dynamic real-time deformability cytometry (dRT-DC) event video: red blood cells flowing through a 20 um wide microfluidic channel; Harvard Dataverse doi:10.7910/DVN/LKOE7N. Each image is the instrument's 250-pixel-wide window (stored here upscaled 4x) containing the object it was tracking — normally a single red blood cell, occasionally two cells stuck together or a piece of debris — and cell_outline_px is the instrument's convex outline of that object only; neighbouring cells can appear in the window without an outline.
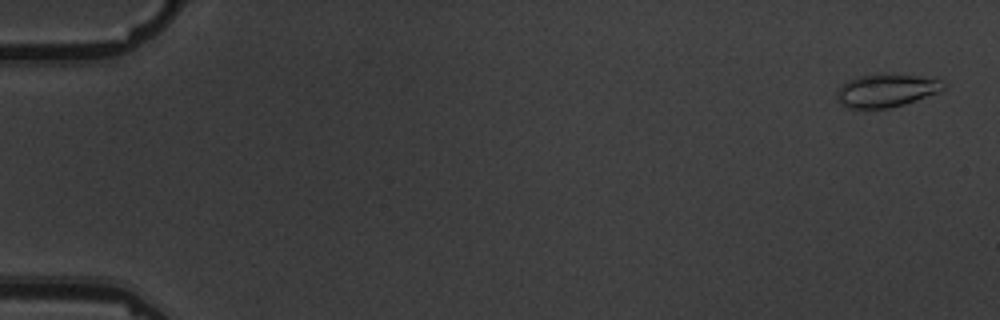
{"species": "common noctule bat (a hibernating species)", "species_latin": "Nyctalus noctula", "temperature_condition": "warm", "stored_images_in_passage": 6, "camera_frame_rate_fps": 3000, "um_per_image_px": 0.085, "animal": {"sex": "male", "body_mass_g": 19.5, "forearm_length_mm": 54.6}, "frame": {"image": 1, "passage_image": 1, "time_ms": 0.0, "image_size_px": [1000, 320], "cell_outline_px": [[948, 84], [944, 88], [936, 92], [916, 100], [904, 104], [888, 108], [848, 108], [840, 104], [836, 96], [836, 92], [840, 84], [848, 80], [860, 76], [880, 72], [940, 76]], "centroid_in_image_um": [75.4, 7.63], "position_along_channel_um": 9.6, "area_um2": 21.44}}
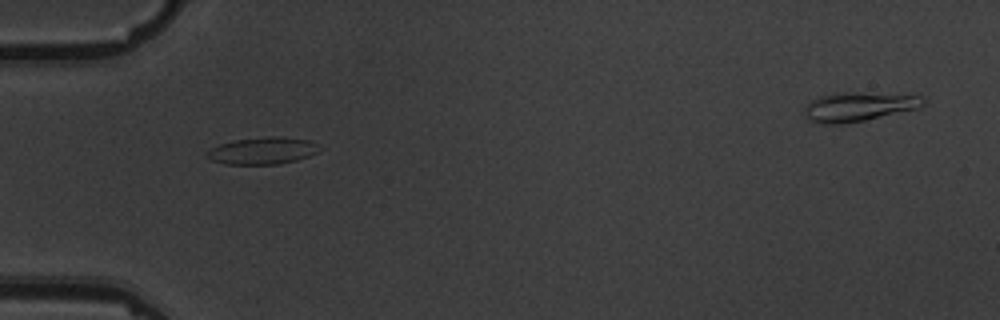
{"frame": {"image": 2, "passage_image": 6, "time_ms": 5.667, "image_size_px": [1000, 320], "cell_outline_px": [[320, 152], [296, 160], [280, 164], [224, 164], [212, 160], [204, 156], [212, 148], [220, 144], [236, 140], [268, 136], [276, 136], [308, 140], [316, 144]], "centroid_in_image_um": [22.31, 12.82], "position_along_channel_um": 62.7, "area_um2": 17.51}}